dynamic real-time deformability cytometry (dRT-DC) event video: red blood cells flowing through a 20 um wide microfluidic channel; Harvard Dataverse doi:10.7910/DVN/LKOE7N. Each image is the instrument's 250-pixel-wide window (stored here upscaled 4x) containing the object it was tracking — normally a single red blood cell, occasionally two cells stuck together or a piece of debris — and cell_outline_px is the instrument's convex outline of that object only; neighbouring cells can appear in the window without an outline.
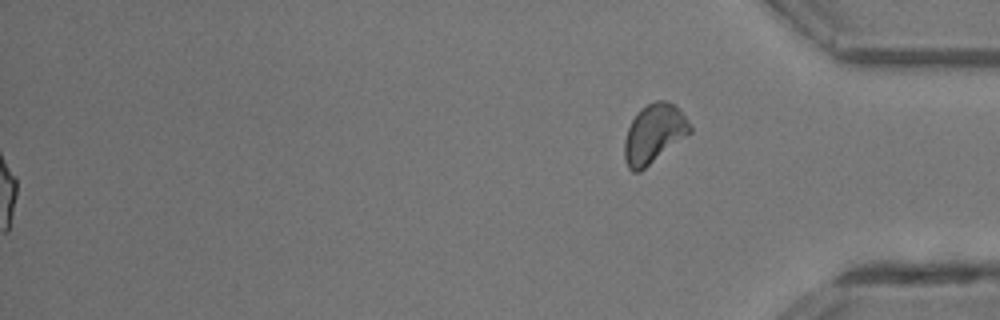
{"species": "common noctule bat (a hibernating species)", "species_latin": "Nyctalus noctula", "temperature_condition": "room temperature", "stored_images_in_passage": 33, "segment_of_instrument_passage": [2, 2], "camera_frame_rate_fps": 3000, "um_per_image_px": 0.085, "animal": {"sex": "male", "body_mass_g": 13.3}, "frame": {"image": 1, "passage_image": 33, "time_ms": 10.667, "image_size_px": [1000, 320], "cell_outline_px": [[692, 132], [640, 172], [632, 172], [628, 168], [624, 160], [624, 140], [628, 128], [636, 112], [640, 108], [656, 100], [664, 100], [672, 104], [688, 120], [692, 128]], "centroid_in_image_um": [55.56, 11.38], "position_along_channel_um": 379.6, "area_um2": 22.48}}